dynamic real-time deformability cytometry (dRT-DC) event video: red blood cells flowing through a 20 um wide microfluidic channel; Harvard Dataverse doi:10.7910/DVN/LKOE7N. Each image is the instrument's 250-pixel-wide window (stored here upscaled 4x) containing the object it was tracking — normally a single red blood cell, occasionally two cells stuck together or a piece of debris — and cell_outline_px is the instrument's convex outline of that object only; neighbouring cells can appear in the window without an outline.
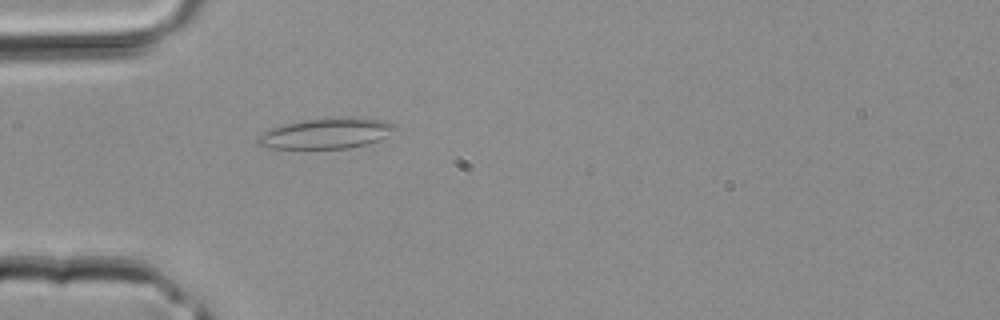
{"species": "common noctule bat (a hibernating species)", "species_latin": "Nyctalus noctula", "temperature_condition": "room temperature", "stored_images_in_passage": 32, "camera_frame_rate_fps": 3000, "um_per_image_px": 0.085, "animal": {"sex": "male", "body_mass_g": 20.4}, "frame": {"image": 1, "passage_image": 4, "time_ms": 1.0, "image_size_px": [1000, 320], "cell_outline_px": [[400, 128], [388, 136], [368, 144], [348, 148], [272, 148], [260, 144], [256, 140], [264, 132], [272, 128], [304, 120], [356, 116], [360, 116], [384, 120], [396, 124]], "centroid_in_image_um": [27.89, 11.32], "position_along_channel_um": 57.1, "area_um2": 24.39}}
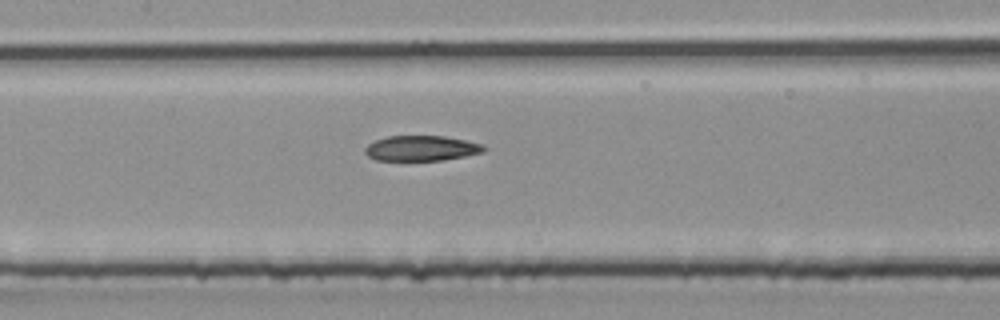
{"frame": {"image": 2, "passage_image": 11, "time_ms": 3.333, "image_size_px": [1000, 320], "cell_outline_px": [[484, 152], [444, 160], [376, 160], [368, 156], [364, 152], [364, 148], [368, 144], [376, 140], [388, 136], [444, 136], [484, 144]], "centroid_in_image_um": [35.8, 12.6], "position_along_channel_um": 171.6, "area_um2": 17.4}}
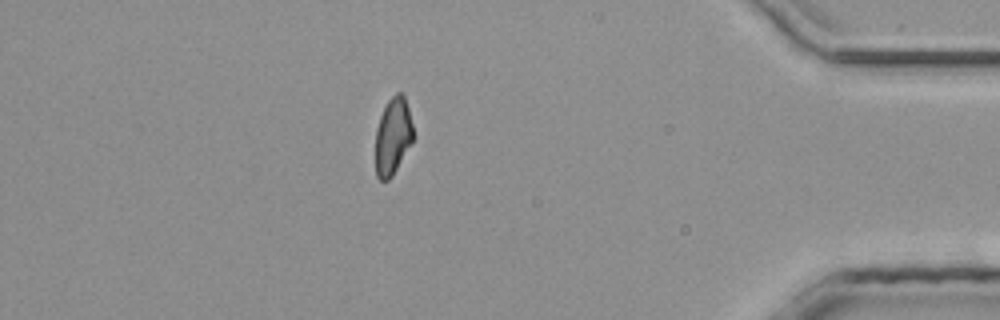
{"frame": {"image": 3, "passage_image": 27, "time_ms": 8.667, "image_size_px": [1000, 320], "cell_outline_px": [[412, 140], [392, 176], [388, 180], [380, 180], [376, 176], [376, 128], [380, 116], [388, 100], [396, 92], [400, 92], [404, 96], [408, 108], [412, 124]], "centroid_in_image_um": [33.37, 11.56], "position_along_channel_um": 401.8, "area_um2": 16.53}}